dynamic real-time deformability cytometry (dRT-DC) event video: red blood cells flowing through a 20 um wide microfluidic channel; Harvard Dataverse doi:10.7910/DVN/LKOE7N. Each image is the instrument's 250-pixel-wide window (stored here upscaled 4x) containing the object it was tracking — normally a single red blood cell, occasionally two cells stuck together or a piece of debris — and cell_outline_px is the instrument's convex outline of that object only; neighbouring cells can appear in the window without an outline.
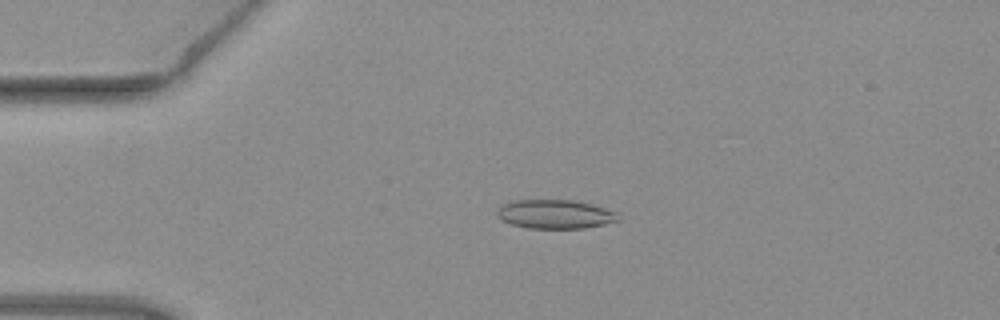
{"species": "common noctule bat (a hibernating species)", "species_latin": "Nyctalus noctula", "temperature_condition": "warm", "stored_images_in_passage": 20, "camera_frame_rate_fps": 3000, "um_per_image_px": 0.085, "animal": {"sex": "female", "body_mass_g": 19.3, "forearm_length_mm": 54.1}, "frame": {"image": 1, "passage_image": 12, "time_ms": 3.667, "image_size_px": [1000, 320], "cell_outline_px": [[620, 220], [604, 224], [584, 228], [528, 228], [512, 224], [500, 220], [496, 216], [496, 212], [504, 204], [516, 200], [572, 200], [592, 204], [616, 212]], "centroid_in_image_um": [47.17, 18.21], "position_along_channel_um": 37.8, "area_um2": 20.29}}